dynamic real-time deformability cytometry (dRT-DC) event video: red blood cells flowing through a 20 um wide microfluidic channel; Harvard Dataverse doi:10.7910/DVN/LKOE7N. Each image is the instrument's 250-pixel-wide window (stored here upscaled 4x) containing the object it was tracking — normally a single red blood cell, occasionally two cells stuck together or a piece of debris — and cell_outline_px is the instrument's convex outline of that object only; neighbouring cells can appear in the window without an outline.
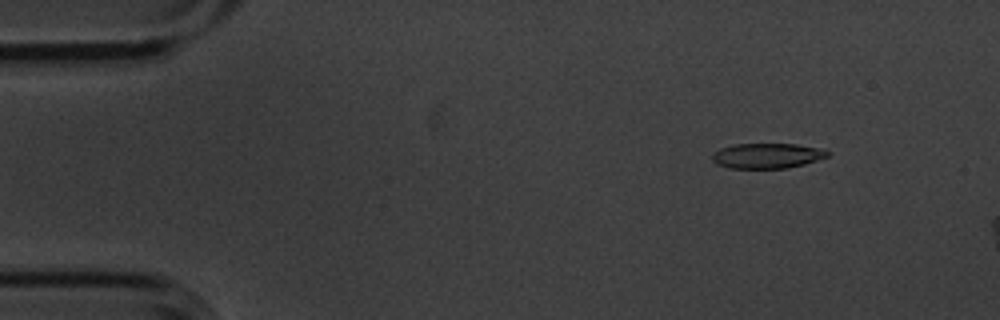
{"species": "common noctule bat (a hibernating species)", "species_latin": "Nyctalus noctula", "temperature_condition": "cold", "stored_images_in_passage": 4, "camera_frame_rate_fps": 3000, "um_per_image_px": 0.085, "animal": {"sex": "male", "body_mass_g": 20.1, "forearm_length_mm": 53.5}, "frame": {"image": 1, "passage_image": 2, "time_ms": 0.333, "image_size_px": [1000, 320], "cell_outline_px": [[828, 156], [804, 164], [788, 168], [728, 168], [716, 164], [712, 160], [712, 156], [720, 148], [736, 144], [796, 144], [820, 148], [828, 152]], "centroid_in_image_um": [65.18, 13.24], "position_along_channel_um": 19.8, "area_um2": 16.76}}